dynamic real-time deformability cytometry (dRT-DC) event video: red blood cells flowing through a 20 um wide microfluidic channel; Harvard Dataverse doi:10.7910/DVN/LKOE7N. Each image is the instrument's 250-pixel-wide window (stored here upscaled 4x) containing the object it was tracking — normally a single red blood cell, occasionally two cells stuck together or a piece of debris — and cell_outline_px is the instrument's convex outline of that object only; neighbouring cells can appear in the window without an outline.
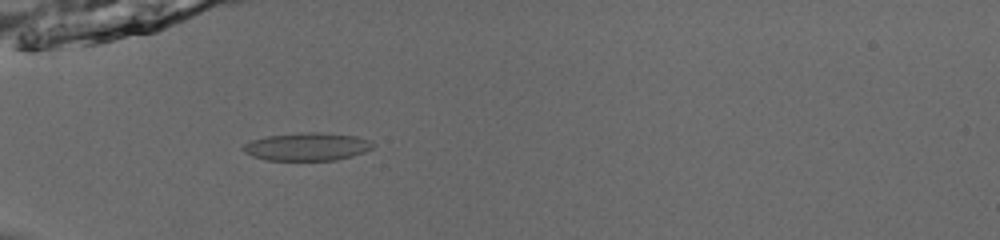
{"species": "common noctule bat (a hibernating species)", "species_latin": "Nyctalus noctula", "temperature_condition": "room temperature", "stored_images_in_passage": 56, "camera_frame_rate_fps": 3000, "um_per_image_px": 0.085, "animal": {"sex": "male", "body_mass_g": 13.0, "forearm_length_mm": 53.1}, "frame": {"image": 1, "passage_image": 20, "time_ms": 6.333, "image_size_px": [1000, 240], "cell_outline_px": [[376, 144], [372, 148], [364, 152], [352, 156], [336, 160], [268, 160], [252, 156], [244, 152], [240, 148], [244, 144], [252, 140], [268, 136], [304, 132], [320, 132], [356, 136], [368, 140]], "centroid_in_image_um": [26.1, 12.47], "position_along_channel_um": 58.9, "area_um2": 21.1}}
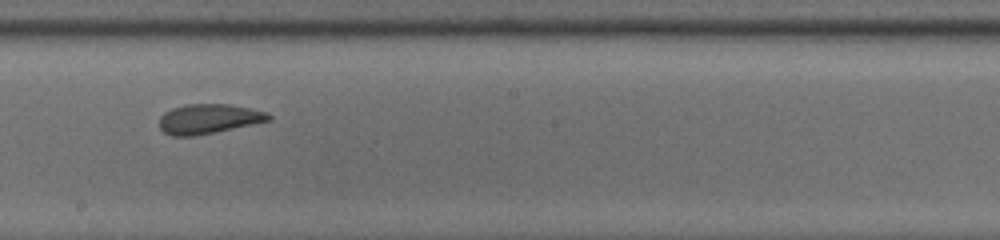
{"frame": {"image": 2, "passage_image": 34, "time_ms": 11.0, "image_size_px": [1000, 240], "cell_outline_px": [[272, 120], [216, 132], [196, 136], [172, 136], [164, 132], [160, 128], [160, 116], [164, 112], [172, 108], [184, 104], [228, 104], [252, 108], [268, 112], [272, 116]], "centroid_in_image_um": [17.76, 10.1], "position_along_channel_um": 230.4, "area_um2": 19.13}}
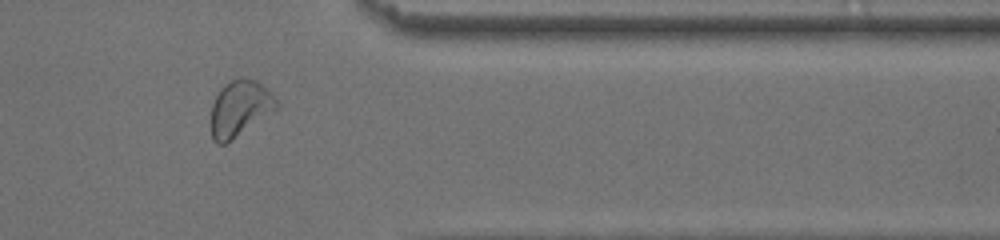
{"frame": {"image": 3, "passage_image": 47, "time_ms": 15.333, "image_size_px": [1000, 240], "cell_outline_px": [[280, 104], [276, 108], [224, 144], [216, 144], [212, 140], [212, 104], [220, 88], [224, 84], [240, 76], [244, 76], [256, 80]], "centroid_in_image_um": [20.34, 9.17], "position_along_channel_um": 391.1, "area_um2": 20.63}, "authors_computed_cell_mechanics": {"area_um2": 20.6635, "velocity_mm_per_s": 3.8556, "shape_relaxation_time_tau1_ms": 6.4288, "shape_relaxation_time_tau2_ms": 1.5999, "deformation_change_tau1": 0.1201, "deformation_change_tau2": 0.0353}}